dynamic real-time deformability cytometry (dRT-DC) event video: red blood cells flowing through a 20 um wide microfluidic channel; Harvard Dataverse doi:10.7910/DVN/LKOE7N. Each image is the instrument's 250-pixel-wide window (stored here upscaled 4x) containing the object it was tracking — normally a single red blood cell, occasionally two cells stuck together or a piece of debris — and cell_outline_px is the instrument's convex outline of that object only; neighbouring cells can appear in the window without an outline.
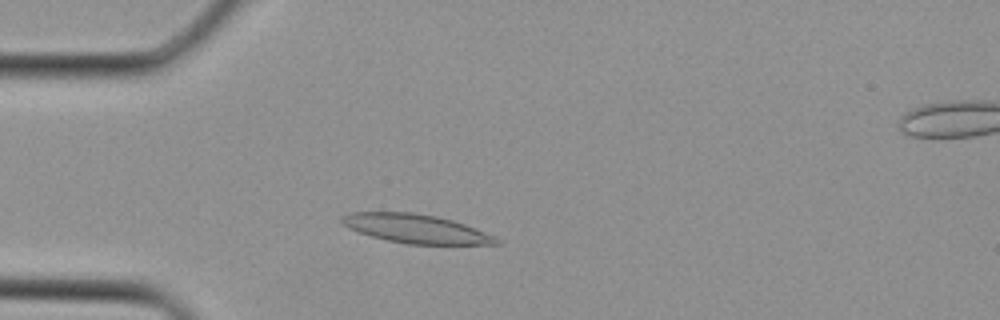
{"species": "Egyptian fruit bat (a non-hibernating species)", "species_latin": "Rousettus aegyptiacus", "temperature_condition": "cold", "stored_images_in_passage": 32, "camera_frame_rate_fps": 3000, "um_per_image_px": 0.085, "animal": {"sex": "female"}, "frame": {"image": 1, "passage_image": 7, "time_ms": 2.0, "image_size_px": [1000, 320], "cell_outline_px": [[504, 244], [408, 244], [388, 240], [372, 236], [348, 228], [340, 220], [340, 216], [352, 212], [412, 212], [436, 216], [452, 220], [464, 224], [492, 236], [500, 240]], "centroid_in_image_um": [35.32, 19.43], "position_along_channel_um": 49.7, "area_um2": 25.61}}
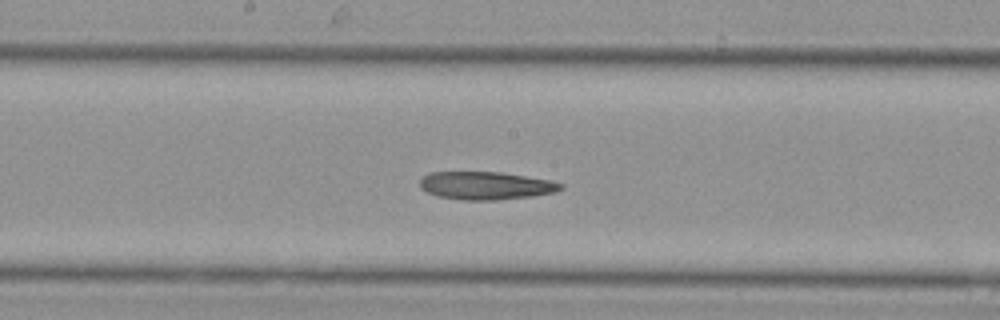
{"frame": {"image": 2, "passage_image": 16, "time_ms": 5.0, "image_size_px": [1000, 320], "cell_outline_px": [[564, 188], [556, 192], [532, 196], [496, 200], [464, 200], [436, 196], [420, 188], [420, 180], [428, 172], [500, 172], [548, 180], [564, 184]], "centroid_in_image_um": [41.28, 15.78], "position_along_channel_um": 206.9, "area_um2": 22.89}}
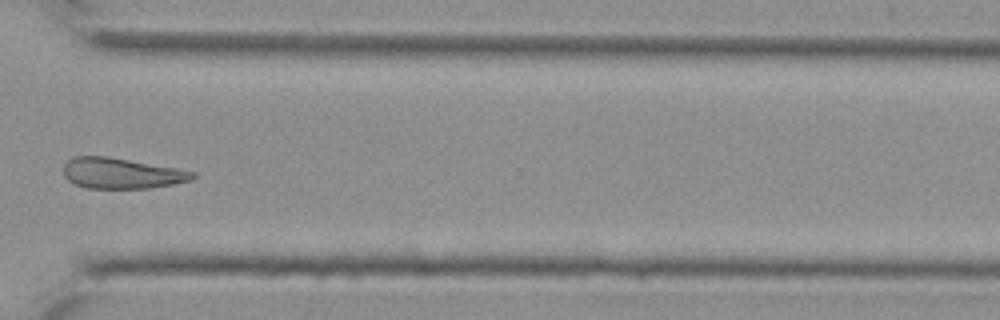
{"frame": {"image": 3, "passage_image": 24, "time_ms": 7.667, "image_size_px": [1000, 320], "cell_outline_px": [[196, 176], [192, 180], [172, 184], [148, 188], [88, 188], [76, 184], [68, 180], [64, 176], [64, 164], [72, 156], [108, 156], [176, 168], [196, 172]], "centroid_in_image_um": [10.32, 14.72], "position_along_channel_um": 360.3, "area_um2": 23.0}}